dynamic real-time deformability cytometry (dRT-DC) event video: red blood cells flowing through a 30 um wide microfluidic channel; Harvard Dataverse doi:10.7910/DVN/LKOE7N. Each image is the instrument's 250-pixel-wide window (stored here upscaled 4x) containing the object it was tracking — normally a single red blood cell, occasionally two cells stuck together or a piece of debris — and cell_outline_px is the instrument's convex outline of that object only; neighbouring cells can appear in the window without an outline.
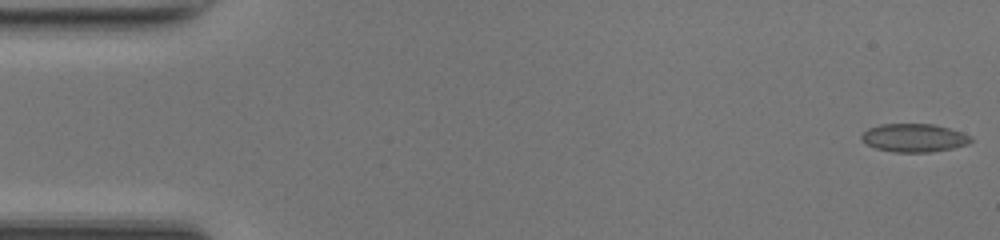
{"species": "common noctule bat (a hibernating species)", "species_latin": "Nyctalus noctula", "temperature_condition": "room temperature", "stored_images_in_passage": 49, "camera_frame_rate_fps": 3000, "um_per_image_px": 0.085, "animal": {"sex": "female", "body_mass_g": 17.0, "forearm_length_mm": 48.0}, "frame": {"image": 1, "passage_image": 1, "time_ms": 0.0, "image_size_px": [1000, 240], "cell_outline_px": [[972, 140], [968, 144], [952, 148], [932, 152], [896, 152], [876, 148], [868, 144], [860, 136], [868, 128], [880, 124], [932, 124], [948, 128], [972, 136]], "centroid_in_image_um": [77.71, 11.71], "position_along_channel_um": 7.3, "area_um2": 17.8}}
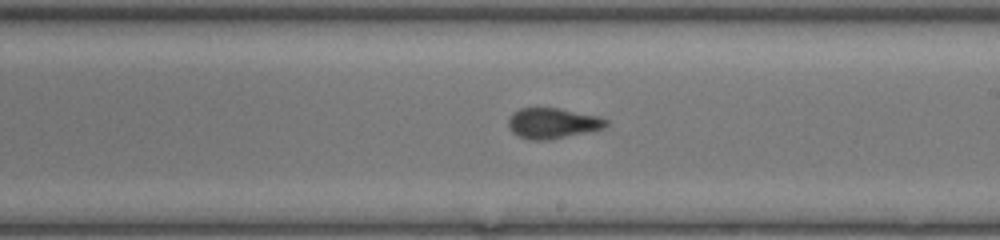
{"frame": {"image": 2, "passage_image": 28, "time_ms": 9.0, "image_size_px": [1000, 240], "cell_outline_px": [[608, 124], [604, 128], [552, 140], [528, 140], [516, 136], [508, 128], [508, 120], [512, 112], [520, 108], [560, 108], [596, 116], [608, 120]], "centroid_in_image_um": [46.92, 10.49], "position_along_channel_um": 242.1, "area_um2": 17.57}}
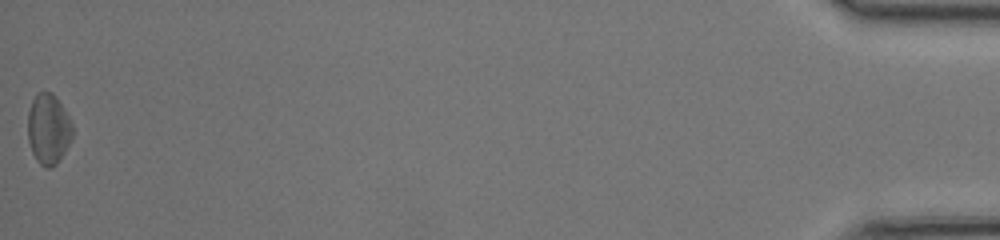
{"frame": {"image": 3, "passage_image": 49, "time_ms": 16.0, "image_size_px": [1000, 240], "cell_outline_px": [[72, 140], [56, 164], [48, 168], [40, 164], [36, 160], [32, 152], [28, 140], [28, 112], [32, 100], [40, 92], [52, 92], [56, 96], [68, 116], [72, 124]], "centroid_in_image_um": [4.11, 10.97], "position_along_channel_um": 431.1, "area_um2": 18.21}, "authors_computed_cell_mechanics": {"area_um2": 17.7446, "velocity_mm_per_s": 4.2381, "shape_relaxation_time_tau1_ms": 8.8318, "shape_relaxation_time_tau2_ms": 0.9671, "deformation_change_tau1": 0.1656, "deformation_change_tau2": 0.0631}}